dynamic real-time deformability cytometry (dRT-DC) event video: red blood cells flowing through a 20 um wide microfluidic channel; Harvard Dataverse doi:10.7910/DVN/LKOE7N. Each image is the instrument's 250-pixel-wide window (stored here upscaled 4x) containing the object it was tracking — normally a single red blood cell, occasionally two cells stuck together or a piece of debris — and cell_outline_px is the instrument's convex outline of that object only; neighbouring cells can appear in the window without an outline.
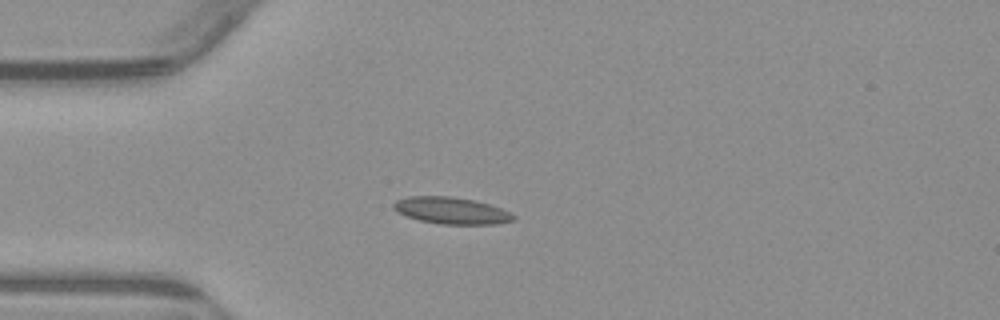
{"species": "common noctule bat (a hibernating species)", "species_latin": "Nyctalus noctula", "temperature_condition": "warm", "stored_images_in_passage": 40, "camera_frame_rate_fps": 3000, "um_per_image_px": 0.085, "animal": {"sex": "male", "body_mass_g": 23.1, "forearm_length_mm": 52.7}, "frame": {"image": 1, "passage_image": 1, "time_ms": 0.0, "image_size_px": [1000, 320], "cell_outline_px": [[516, 220], [496, 224], [440, 224], [420, 220], [404, 216], [396, 212], [392, 208], [392, 204], [396, 200], [408, 196], [448, 196], [472, 200], [488, 204], [500, 208], [516, 216]], "centroid_in_image_um": [38.31, 17.9], "position_along_channel_um": 46.7, "area_um2": 18.73}}
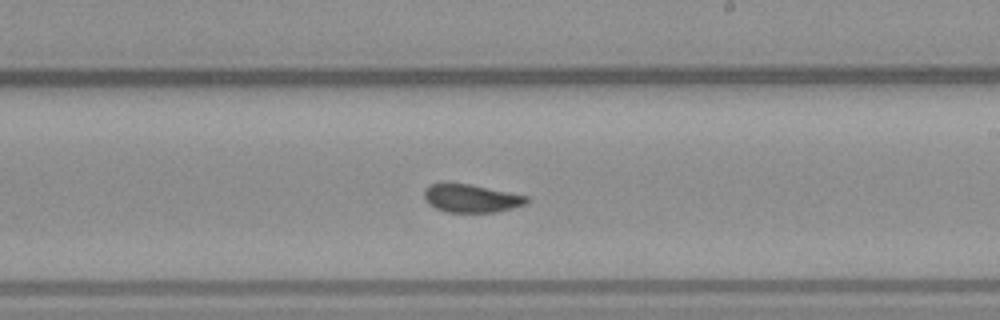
{"frame": {"image": 2, "passage_image": 18, "time_ms": 5.667, "image_size_px": [1000, 320], "cell_outline_px": [[528, 204], [496, 212], [448, 212], [436, 208], [428, 204], [424, 196], [424, 188], [428, 184], [468, 184], [528, 196]], "centroid_in_image_um": [40.05, 16.87], "position_along_channel_um": 248.9, "area_um2": 16.59}}
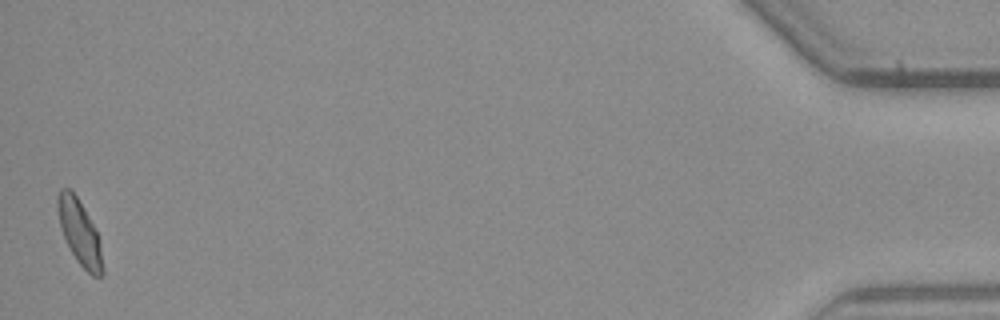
{"frame": {"image": 3, "passage_image": 40, "time_ms": 13.0, "image_size_px": [1000, 320], "cell_outline_px": [[104, 272], [100, 276], [92, 276], [76, 260], [60, 228], [56, 208], [56, 196], [60, 188], [72, 188], [92, 224], [100, 240]], "centroid_in_image_um": [6.74, 19.72], "position_along_channel_um": 428.5, "area_um2": 16.94}, "authors_computed_cell_mechanics": {"area_um2": 17.2244, "velocity_mm_per_s": 3.8269, "shape_relaxation_time_tau1_ms": 3.9567, "shape_relaxation_time_tau2_ms": 0.8629, "deformation_change_tau1": 0.1173, "deformation_change_tau2": 0.0557}}